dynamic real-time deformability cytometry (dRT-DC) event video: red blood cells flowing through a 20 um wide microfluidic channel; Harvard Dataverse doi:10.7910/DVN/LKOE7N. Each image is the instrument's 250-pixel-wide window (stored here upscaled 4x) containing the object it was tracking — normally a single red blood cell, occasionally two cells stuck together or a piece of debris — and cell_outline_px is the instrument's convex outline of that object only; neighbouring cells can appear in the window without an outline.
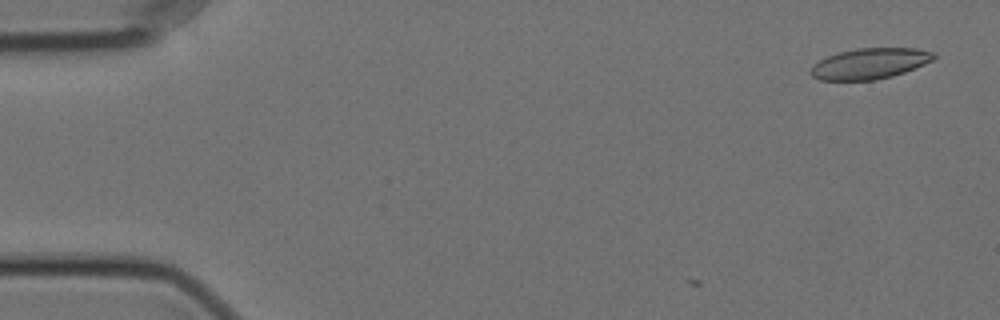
{"species": "Egyptian fruit bat (a non-hibernating species)", "species_latin": "Rousettus aegyptiacus", "temperature_condition": "cold", "stored_images_in_passage": 6, "camera_frame_rate_fps": 3000, "um_per_image_px": 0.085, "animal": {"sex": "female"}, "frame": {"image": 1, "passage_image": 1, "time_ms": 0.0, "image_size_px": [1000, 320], "cell_outline_px": [[936, 56], [932, 60], [924, 64], [904, 72], [892, 76], [876, 80], [820, 80], [812, 76], [808, 72], [820, 60], [828, 56], [840, 52], [856, 48], [916, 48], [936, 52]], "centroid_in_image_um": [73.95, 5.4], "position_along_channel_um": 11.0, "area_um2": 21.96}}